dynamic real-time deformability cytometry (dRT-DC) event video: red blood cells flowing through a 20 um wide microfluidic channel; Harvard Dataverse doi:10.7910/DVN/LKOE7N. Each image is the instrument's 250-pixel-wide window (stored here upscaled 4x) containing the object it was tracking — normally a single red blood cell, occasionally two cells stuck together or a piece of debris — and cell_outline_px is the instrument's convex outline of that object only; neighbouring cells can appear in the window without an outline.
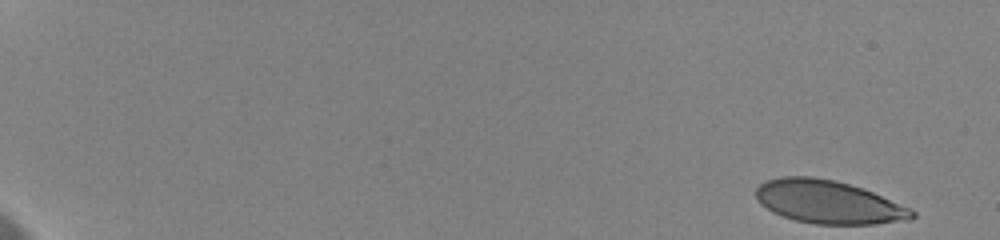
{"species": "human", "species_latin": "Homo sapiens", "temperature_condition": "cold", "stored_images_in_passage": 9, "camera_frame_rate_fps": 3000, "um_per_image_px": 0.085, "donor": {"sex": "female"}, "frame": {"image": 1, "passage_image": 1, "time_ms": 0.0, "image_size_px": [1000, 240], "cell_outline_px": [[916, 216], [908, 220], [872, 224], [816, 224], [796, 220], [772, 212], [760, 204], [756, 200], [756, 188], [760, 184], [768, 180], [784, 176], [812, 176], [836, 180], [872, 192], [912, 208], [916, 212]], "centroid_in_image_um": [70.41, 17.17], "position_along_channel_um": 14.6, "area_um2": 39.19}}
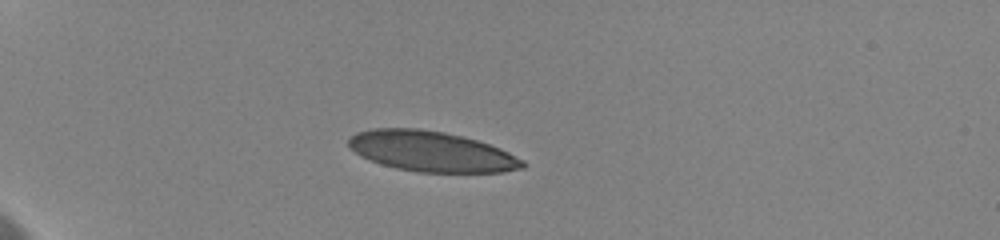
{"frame": {"image": 2, "passage_image": 6, "time_ms": 5.0, "image_size_px": [1000, 240], "cell_outline_px": [[524, 168], [504, 172], [416, 172], [396, 168], [380, 164], [360, 156], [348, 144], [348, 140], [356, 132], [372, 128], [416, 128], [444, 132], [476, 140], [500, 148], [524, 160]], "centroid_in_image_um": [36.66, 12.87], "position_along_channel_um": 48.3, "area_um2": 40.81}}